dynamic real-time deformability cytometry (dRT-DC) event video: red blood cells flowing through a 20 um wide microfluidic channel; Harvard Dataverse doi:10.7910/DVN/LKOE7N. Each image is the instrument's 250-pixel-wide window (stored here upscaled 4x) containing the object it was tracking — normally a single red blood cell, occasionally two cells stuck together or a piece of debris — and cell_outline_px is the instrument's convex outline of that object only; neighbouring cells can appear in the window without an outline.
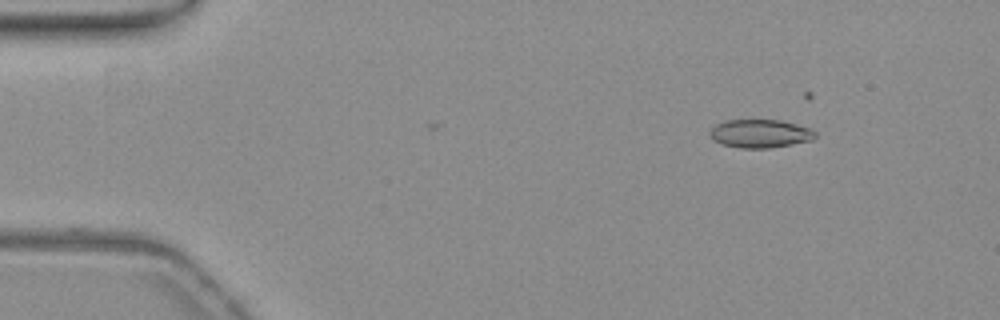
{"species": "common noctule bat (a hibernating species)", "species_latin": "Nyctalus noctula", "temperature_condition": "warm", "stored_images_in_passage": 2, "camera_frame_rate_fps": 3000, "um_per_image_px": 0.085, "animal": {"sex": "female", "body_mass_g": 19.3, "forearm_length_mm": 54.1}, "frame": {"image": 1, "passage_image": 1, "time_ms": 0.0, "image_size_px": [1000, 320], "cell_outline_px": [[816, 136], [812, 140], [768, 148], [740, 148], [724, 144], [712, 140], [708, 132], [716, 124], [724, 120], [780, 120], [808, 128], [816, 132]], "centroid_in_image_um": [64.57, 11.35], "position_along_channel_um": 20.4, "area_um2": 17.22}}